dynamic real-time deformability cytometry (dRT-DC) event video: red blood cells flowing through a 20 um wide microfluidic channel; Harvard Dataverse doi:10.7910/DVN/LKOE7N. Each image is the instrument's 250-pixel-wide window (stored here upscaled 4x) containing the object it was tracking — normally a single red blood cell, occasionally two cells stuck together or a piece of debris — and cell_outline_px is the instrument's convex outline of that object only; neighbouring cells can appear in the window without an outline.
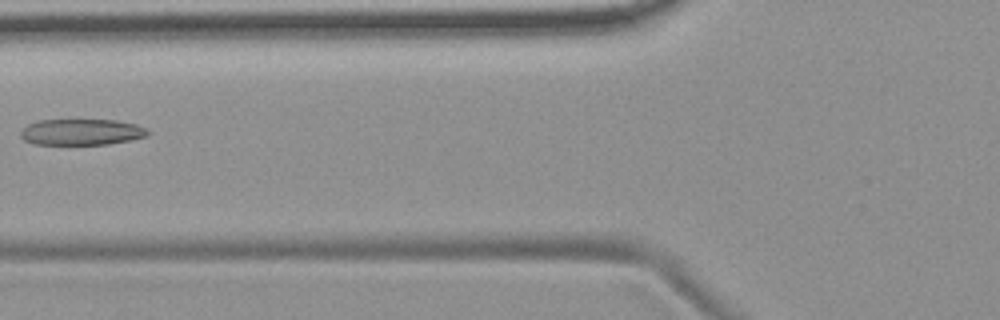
{"species": "common noctule bat (a hibernating species)", "species_latin": "Nyctalus noctula", "temperature_condition": "room temperature", "stored_images_in_passage": 7, "camera_frame_rate_fps": 3000, "um_per_image_px": 0.085, "animal": {"sex": "female", "body_mass_g": 19.9}, "frame": {"image": 1, "passage_image": 7, "time_ms": 7.0, "image_size_px": [1000, 320], "cell_outline_px": [[152, 132], [148, 136], [108, 144], [36, 144], [24, 140], [20, 136], [20, 132], [28, 124], [40, 120], [116, 120], [136, 124], [148, 128]], "centroid_in_image_um": [6.98, 11.22], "position_along_channel_um": 118.8, "area_um2": 19.36}}